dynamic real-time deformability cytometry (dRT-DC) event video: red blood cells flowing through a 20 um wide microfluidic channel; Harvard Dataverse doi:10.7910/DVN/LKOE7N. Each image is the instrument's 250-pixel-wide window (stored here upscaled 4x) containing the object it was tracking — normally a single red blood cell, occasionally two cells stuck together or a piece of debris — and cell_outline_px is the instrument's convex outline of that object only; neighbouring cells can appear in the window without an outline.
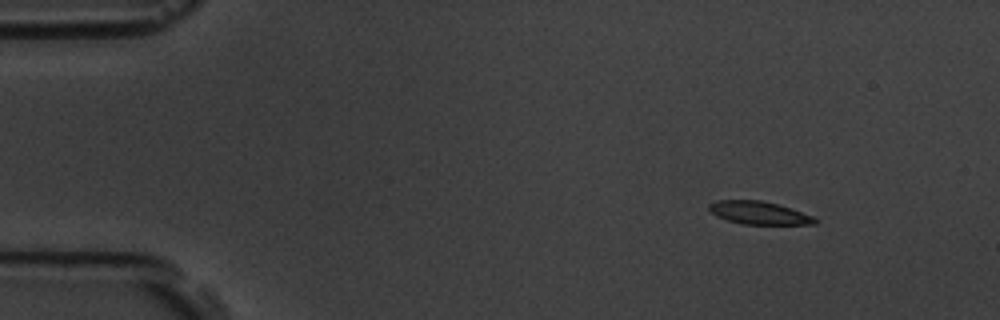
{"species": "common noctule bat (a hibernating species)", "species_latin": "Nyctalus noctula", "temperature_condition": "room temperature", "stored_images_in_passage": 5, "camera_frame_rate_fps": 3000, "um_per_image_px": 0.085, "animal": {"sex": "male", "body_mass_g": 19.5, "forearm_length_mm": 54.6}, "frame": {"image": 1, "passage_image": 2, "time_ms": 1.333, "image_size_px": [1000, 320], "cell_outline_px": [[820, 220], [816, 224], [740, 224], [716, 216], [708, 208], [708, 204], [716, 200], [760, 200], [780, 204], [812, 216]], "centroid_in_image_um": [64.51, 18.09], "position_along_channel_um": 20.5, "area_um2": 14.22}}
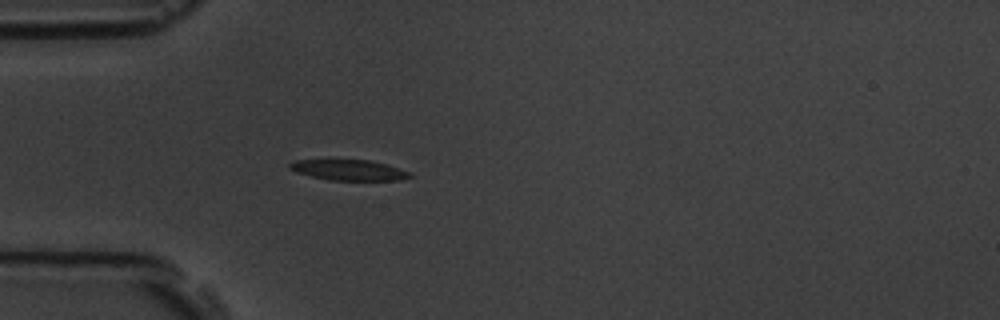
{"frame": {"image": 2, "passage_image": 5, "time_ms": 4.667, "image_size_px": [1000, 320], "cell_outline_px": [[412, 176], [400, 180], [328, 180], [296, 172], [288, 168], [288, 164], [296, 160], [368, 160], [388, 164], [408, 172]], "centroid_in_image_um": [29.63, 14.45], "position_along_channel_um": 55.4, "area_um2": 14.28}}